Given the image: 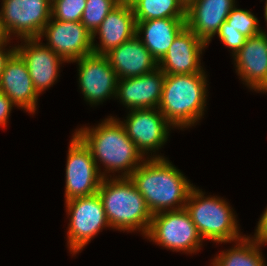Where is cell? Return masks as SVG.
I'll return each mask as SVG.
<instances>
[{"mask_svg": "<svg viewBox=\"0 0 267 266\" xmlns=\"http://www.w3.org/2000/svg\"><path fill=\"white\" fill-rule=\"evenodd\" d=\"M0 91L15 106L34 114L39 94L34 88L27 65L15 51L6 61L0 76Z\"/></svg>", "mask_w": 267, "mask_h": 266, "instance_id": "e0dca14e", "label": "cell"}, {"mask_svg": "<svg viewBox=\"0 0 267 266\" xmlns=\"http://www.w3.org/2000/svg\"><path fill=\"white\" fill-rule=\"evenodd\" d=\"M86 0H51V18L64 22L81 21Z\"/></svg>", "mask_w": 267, "mask_h": 266, "instance_id": "484cf974", "label": "cell"}, {"mask_svg": "<svg viewBox=\"0 0 267 266\" xmlns=\"http://www.w3.org/2000/svg\"><path fill=\"white\" fill-rule=\"evenodd\" d=\"M234 242L235 247L221 251L213 259V266H266L260 252L261 244L249 236Z\"/></svg>", "mask_w": 267, "mask_h": 266, "instance_id": "7402d4cb", "label": "cell"}, {"mask_svg": "<svg viewBox=\"0 0 267 266\" xmlns=\"http://www.w3.org/2000/svg\"><path fill=\"white\" fill-rule=\"evenodd\" d=\"M220 28L237 29L246 38L260 34L263 30L259 27V20L249 10L234 7L228 14L226 21Z\"/></svg>", "mask_w": 267, "mask_h": 266, "instance_id": "cb8c5ba5", "label": "cell"}, {"mask_svg": "<svg viewBox=\"0 0 267 266\" xmlns=\"http://www.w3.org/2000/svg\"><path fill=\"white\" fill-rule=\"evenodd\" d=\"M145 237L169 250L193 254L203 241L185 208L152 215Z\"/></svg>", "mask_w": 267, "mask_h": 266, "instance_id": "8992f818", "label": "cell"}, {"mask_svg": "<svg viewBox=\"0 0 267 266\" xmlns=\"http://www.w3.org/2000/svg\"><path fill=\"white\" fill-rule=\"evenodd\" d=\"M51 18V0H3L0 30L5 39L39 38Z\"/></svg>", "mask_w": 267, "mask_h": 266, "instance_id": "ba28073f", "label": "cell"}, {"mask_svg": "<svg viewBox=\"0 0 267 266\" xmlns=\"http://www.w3.org/2000/svg\"><path fill=\"white\" fill-rule=\"evenodd\" d=\"M129 178L152 215L185 208L194 187L179 169L160 155L147 157Z\"/></svg>", "mask_w": 267, "mask_h": 266, "instance_id": "6da1fadb", "label": "cell"}, {"mask_svg": "<svg viewBox=\"0 0 267 266\" xmlns=\"http://www.w3.org/2000/svg\"><path fill=\"white\" fill-rule=\"evenodd\" d=\"M15 105L13 102L0 91V126H7V122L11 113V109Z\"/></svg>", "mask_w": 267, "mask_h": 266, "instance_id": "83f0119b", "label": "cell"}, {"mask_svg": "<svg viewBox=\"0 0 267 266\" xmlns=\"http://www.w3.org/2000/svg\"><path fill=\"white\" fill-rule=\"evenodd\" d=\"M111 177L103 178L97 192L110 227L127 232L138 229L145 236L152 220L145 199L129 177Z\"/></svg>", "mask_w": 267, "mask_h": 266, "instance_id": "277c9868", "label": "cell"}, {"mask_svg": "<svg viewBox=\"0 0 267 266\" xmlns=\"http://www.w3.org/2000/svg\"><path fill=\"white\" fill-rule=\"evenodd\" d=\"M185 209L195 224L201 238L217 243H231L242 239L233 209L224 199L204 196L202 190L192 188Z\"/></svg>", "mask_w": 267, "mask_h": 266, "instance_id": "5b68a950", "label": "cell"}, {"mask_svg": "<svg viewBox=\"0 0 267 266\" xmlns=\"http://www.w3.org/2000/svg\"><path fill=\"white\" fill-rule=\"evenodd\" d=\"M205 73L165 74L158 106L172 127L194 126L206 108L207 79Z\"/></svg>", "mask_w": 267, "mask_h": 266, "instance_id": "3957f363", "label": "cell"}, {"mask_svg": "<svg viewBox=\"0 0 267 266\" xmlns=\"http://www.w3.org/2000/svg\"><path fill=\"white\" fill-rule=\"evenodd\" d=\"M264 17H265V20H266V23H267V0L265 2V8H264Z\"/></svg>", "mask_w": 267, "mask_h": 266, "instance_id": "4dcf8cb0", "label": "cell"}, {"mask_svg": "<svg viewBox=\"0 0 267 266\" xmlns=\"http://www.w3.org/2000/svg\"><path fill=\"white\" fill-rule=\"evenodd\" d=\"M74 62L78 63V82L84 100L97 105L116 97L118 78L105 55L92 53Z\"/></svg>", "mask_w": 267, "mask_h": 266, "instance_id": "7c38bea8", "label": "cell"}, {"mask_svg": "<svg viewBox=\"0 0 267 266\" xmlns=\"http://www.w3.org/2000/svg\"><path fill=\"white\" fill-rule=\"evenodd\" d=\"M99 35L100 45L95 44ZM136 35V19L130 4L120 2L92 34L93 53L105 55Z\"/></svg>", "mask_w": 267, "mask_h": 266, "instance_id": "d6986e66", "label": "cell"}, {"mask_svg": "<svg viewBox=\"0 0 267 266\" xmlns=\"http://www.w3.org/2000/svg\"><path fill=\"white\" fill-rule=\"evenodd\" d=\"M185 27L186 19L160 18L136 21V35L159 62ZM141 34L144 36L141 37Z\"/></svg>", "mask_w": 267, "mask_h": 266, "instance_id": "44dd1931", "label": "cell"}, {"mask_svg": "<svg viewBox=\"0 0 267 266\" xmlns=\"http://www.w3.org/2000/svg\"><path fill=\"white\" fill-rule=\"evenodd\" d=\"M130 5L136 21L186 19V6L181 0H134Z\"/></svg>", "mask_w": 267, "mask_h": 266, "instance_id": "603a6c76", "label": "cell"}, {"mask_svg": "<svg viewBox=\"0 0 267 266\" xmlns=\"http://www.w3.org/2000/svg\"><path fill=\"white\" fill-rule=\"evenodd\" d=\"M46 37L44 44L65 62H74L93 53L92 33L81 21L64 22L50 18L38 39Z\"/></svg>", "mask_w": 267, "mask_h": 266, "instance_id": "30bf717a", "label": "cell"}, {"mask_svg": "<svg viewBox=\"0 0 267 266\" xmlns=\"http://www.w3.org/2000/svg\"><path fill=\"white\" fill-rule=\"evenodd\" d=\"M65 201L93 195L103 180L90 149L73 133L67 153Z\"/></svg>", "mask_w": 267, "mask_h": 266, "instance_id": "9c48e42d", "label": "cell"}, {"mask_svg": "<svg viewBox=\"0 0 267 266\" xmlns=\"http://www.w3.org/2000/svg\"><path fill=\"white\" fill-rule=\"evenodd\" d=\"M207 45L193 31L185 27L158 62V68L164 74L205 73L200 58Z\"/></svg>", "mask_w": 267, "mask_h": 266, "instance_id": "5bb4252c", "label": "cell"}, {"mask_svg": "<svg viewBox=\"0 0 267 266\" xmlns=\"http://www.w3.org/2000/svg\"><path fill=\"white\" fill-rule=\"evenodd\" d=\"M236 72L249 88L267 92V33L246 38L244 45L234 55Z\"/></svg>", "mask_w": 267, "mask_h": 266, "instance_id": "9a60e30c", "label": "cell"}, {"mask_svg": "<svg viewBox=\"0 0 267 266\" xmlns=\"http://www.w3.org/2000/svg\"><path fill=\"white\" fill-rule=\"evenodd\" d=\"M235 4V0H193L186 6V27L209 44Z\"/></svg>", "mask_w": 267, "mask_h": 266, "instance_id": "ac0fdd59", "label": "cell"}, {"mask_svg": "<svg viewBox=\"0 0 267 266\" xmlns=\"http://www.w3.org/2000/svg\"><path fill=\"white\" fill-rule=\"evenodd\" d=\"M24 43L15 46V51L25 61L33 85L40 95L57 80L60 64L65 61L53 50L41 43V39H21Z\"/></svg>", "mask_w": 267, "mask_h": 266, "instance_id": "4fadbf2b", "label": "cell"}, {"mask_svg": "<svg viewBox=\"0 0 267 266\" xmlns=\"http://www.w3.org/2000/svg\"><path fill=\"white\" fill-rule=\"evenodd\" d=\"M217 35L221 42L232 50V56L240 50L246 41V37L234 28H220Z\"/></svg>", "mask_w": 267, "mask_h": 266, "instance_id": "4316f807", "label": "cell"}, {"mask_svg": "<svg viewBox=\"0 0 267 266\" xmlns=\"http://www.w3.org/2000/svg\"><path fill=\"white\" fill-rule=\"evenodd\" d=\"M69 219L67 245L76 254L96 236L100 230L109 227L104 206L98 193L65 201Z\"/></svg>", "mask_w": 267, "mask_h": 266, "instance_id": "52a82bcc", "label": "cell"}, {"mask_svg": "<svg viewBox=\"0 0 267 266\" xmlns=\"http://www.w3.org/2000/svg\"><path fill=\"white\" fill-rule=\"evenodd\" d=\"M90 149L95 164L103 178L107 173L121 170L119 177H130L145 160L135 143L127 136L119 119L110 116L96 127H81L74 132ZM98 161V162H97ZM99 161L105 166L101 172ZM124 171V172H123Z\"/></svg>", "mask_w": 267, "mask_h": 266, "instance_id": "7a4b0ae2", "label": "cell"}, {"mask_svg": "<svg viewBox=\"0 0 267 266\" xmlns=\"http://www.w3.org/2000/svg\"><path fill=\"white\" fill-rule=\"evenodd\" d=\"M253 239L261 245L267 244V208L261 215Z\"/></svg>", "mask_w": 267, "mask_h": 266, "instance_id": "f1b7e54d", "label": "cell"}, {"mask_svg": "<svg viewBox=\"0 0 267 266\" xmlns=\"http://www.w3.org/2000/svg\"><path fill=\"white\" fill-rule=\"evenodd\" d=\"M118 79L136 77L158 68L157 60L135 35L105 54Z\"/></svg>", "mask_w": 267, "mask_h": 266, "instance_id": "ffe728a7", "label": "cell"}, {"mask_svg": "<svg viewBox=\"0 0 267 266\" xmlns=\"http://www.w3.org/2000/svg\"><path fill=\"white\" fill-rule=\"evenodd\" d=\"M9 43V39L0 40V76L4 70V66L9 57L15 52V47H12L10 50H6V44ZM6 50V51H5Z\"/></svg>", "mask_w": 267, "mask_h": 266, "instance_id": "f546056e", "label": "cell"}, {"mask_svg": "<svg viewBox=\"0 0 267 266\" xmlns=\"http://www.w3.org/2000/svg\"><path fill=\"white\" fill-rule=\"evenodd\" d=\"M119 0H86L81 23L93 34Z\"/></svg>", "mask_w": 267, "mask_h": 266, "instance_id": "d4e9b609", "label": "cell"}, {"mask_svg": "<svg viewBox=\"0 0 267 266\" xmlns=\"http://www.w3.org/2000/svg\"><path fill=\"white\" fill-rule=\"evenodd\" d=\"M185 6H187L190 2H192L193 0H181Z\"/></svg>", "mask_w": 267, "mask_h": 266, "instance_id": "d6a6232c", "label": "cell"}, {"mask_svg": "<svg viewBox=\"0 0 267 266\" xmlns=\"http://www.w3.org/2000/svg\"><path fill=\"white\" fill-rule=\"evenodd\" d=\"M0 38H4V35L2 34L1 30H0Z\"/></svg>", "mask_w": 267, "mask_h": 266, "instance_id": "836d02e7", "label": "cell"}, {"mask_svg": "<svg viewBox=\"0 0 267 266\" xmlns=\"http://www.w3.org/2000/svg\"><path fill=\"white\" fill-rule=\"evenodd\" d=\"M122 3L131 4L134 0H119Z\"/></svg>", "mask_w": 267, "mask_h": 266, "instance_id": "1f68e13d", "label": "cell"}, {"mask_svg": "<svg viewBox=\"0 0 267 266\" xmlns=\"http://www.w3.org/2000/svg\"><path fill=\"white\" fill-rule=\"evenodd\" d=\"M126 118L125 123L120 122L143 157L149 151L156 152L167 142L172 125L158 108L133 109Z\"/></svg>", "mask_w": 267, "mask_h": 266, "instance_id": "8fae6325", "label": "cell"}, {"mask_svg": "<svg viewBox=\"0 0 267 266\" xmlns=\"http://www.w3.org/2000/svg\"><path fill=\"white\" fill-rule=\"evenodd\" d=\"M165 74L157 68L136 77L118 79L116 97L129 110L158 108Z\"/></svg>", "mask_w": 267, "mask_h": 266, "instance_id": "2e32d148", "label": "cell"}]
</instances>
